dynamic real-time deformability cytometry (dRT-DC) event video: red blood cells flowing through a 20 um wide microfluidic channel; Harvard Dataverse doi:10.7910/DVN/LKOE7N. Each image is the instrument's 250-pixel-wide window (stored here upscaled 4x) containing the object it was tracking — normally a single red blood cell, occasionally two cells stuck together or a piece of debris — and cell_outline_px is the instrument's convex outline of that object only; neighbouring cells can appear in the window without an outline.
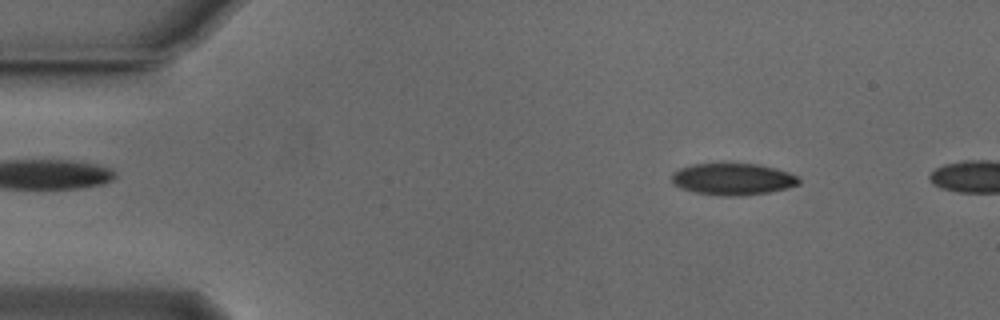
{"species": "Egyptian fruit bat (a non-hibernating species)", "species_latin": "Rousettus aegyptiacus", "temperature_condition": "cold", "stored_images_in_passage": 48, "camera_frame_rate_fps": 3000, "um_per_image_px": 0.085, "animal": {"sex": "male"}, "frame": {"image": 1, "passage_image": 6, "time_ms": 1.667, "image_size_px": [1000, 320], "cell_outline_px": [[800, 184], [788, 188], [768, 192], [740, 196], [724, 196], [696, 192], [680, 188], [672, 184], [672, 172], [680, 168], [692, 164], [760, 164], [776, 168], [788, 172], [796, 176], [800, 180]], "centroid_in_image_um": [62.29, 15.23], "position_along_channel_um": 22.7, "area_um2": 23.52}}
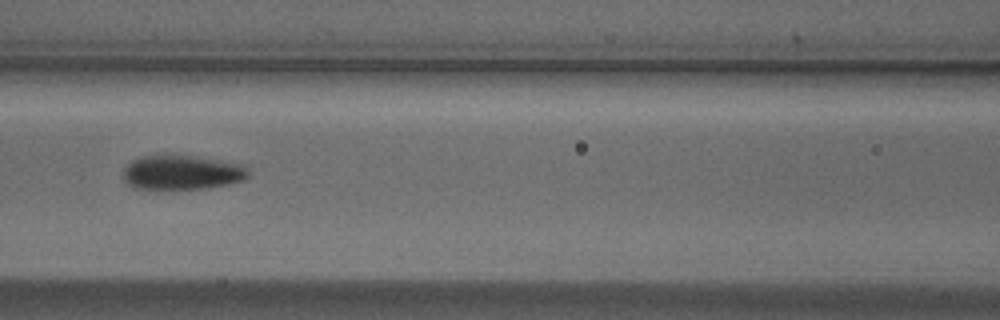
{"frame": {"image": 2, "passage_image": 22, "time_ms": 7.0, "image_size_px": [1000, 320], "cell_outline_px": [[248, 176], [244, 180], [204, 188], [132, 188], [120, 176], [124, 168], [132, 160], [140, 156], [196, 156], [240, 164], [248, 172]], "centroid_in_image_um": [15.38, 14.65], "position_along_channel_um": 151.2, "area_um2": 24.62}}
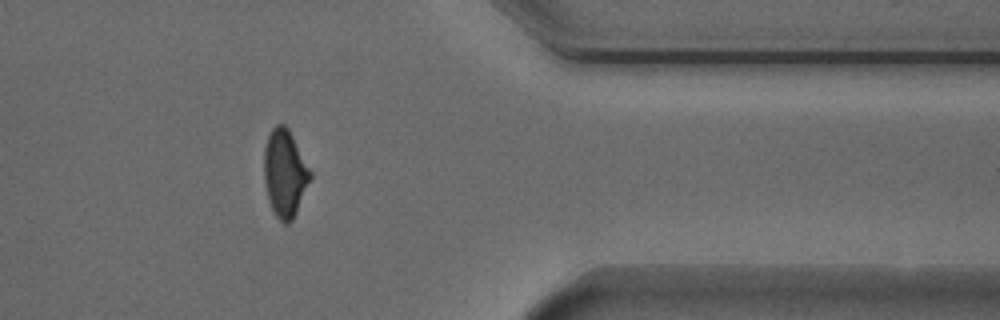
{"frame": {"image": 3, "passage_image": 42, "time_ms": 13.667, "image_size_px": [1000, 320], "cell_outline_px": [[312, 176], [296, 212], [292, 220], [288, 224], [284, 224], [276, 216], [268, 200], [264, 180], [264, 148], [268, 136], [272, 128], [276, 124], [284, 124], [288, 128], [312, 172]], "centroid_in_image_um": [24.2, 14.72], "position_along_channel_um": 387.2, "area_um2": 23.41}}